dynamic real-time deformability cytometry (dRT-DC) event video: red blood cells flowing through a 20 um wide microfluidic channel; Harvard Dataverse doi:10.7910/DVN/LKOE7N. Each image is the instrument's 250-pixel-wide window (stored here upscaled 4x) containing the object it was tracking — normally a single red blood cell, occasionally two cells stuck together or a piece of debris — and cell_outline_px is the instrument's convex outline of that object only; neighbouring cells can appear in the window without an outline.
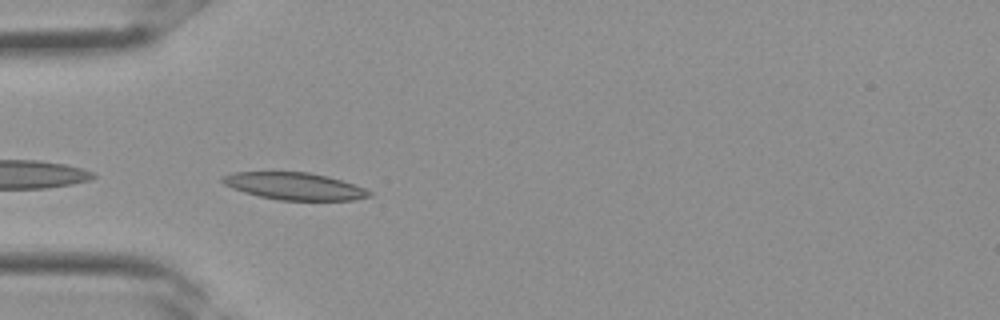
{"species": "Egyptian fruit bat (a non-hibernating species)", "species_latin": "Rousettus aegyptiacus", "temperature_condition": "room temperature", "stored_images_in_passage": 26, "camera_frame_rate_fps": 3000, "um_per_image_px": 0.085, "frame": {"image": 1, "passage_image": 2, "time_ms": 0.333, "image_size_px": [1000, 320], "cell_outline_px": [[372, 196], [352, 200], [280, 200], [260, 196], [244, 192], [232, 188], [224, 184], [220, 180], [220, 176], [232, 172], [308, 172], [328, 176], [364, 188], [372, 192]], "centroid_in_image_um": [24.99, 15.82], "position_along_channel_um": 60.0, "area_um2": 23.18}}
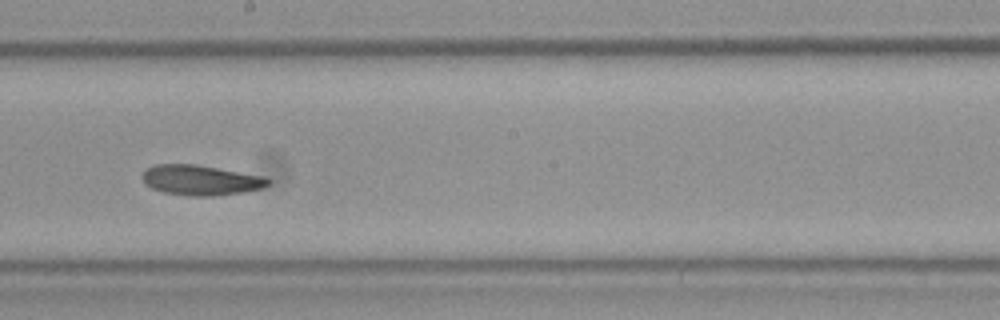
{"frame": {"image": 2, "passage_image": 11, "time_ms": 3.333, "image_size_px": [1000, 320], "cell_outline_px": [[272, 180], [264, 188], [244, 192], [212, 196], [196, 196], [164, 192], [152, 188], [144, 184], [140, 176], [148, 168], [156, 164], [196, 164], [268, 176]], "centroid_in_image_um": [17.11, 15.3], "position_along_channel_um": 231.1, "area_um2": 22.37}}
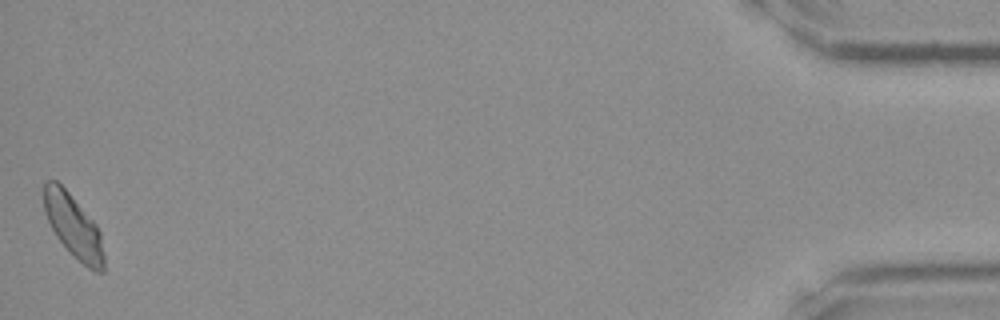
{"frame": {"image": 3, "passage_image": 26, "time_ms": 8.333, "image_size_px": [1000, 320], "cell_outline_px": [[104, 272], [96, 272], [88, 268], [56, 236], [44, 212], [44, 180], [56, 180], [68, 192], [96, 224], [100, 232], [104, 256]], "centroid_in_image_um": [6.24, 19.21], "position_along_channel_um": 429.0, "area_um2": 21.56}}